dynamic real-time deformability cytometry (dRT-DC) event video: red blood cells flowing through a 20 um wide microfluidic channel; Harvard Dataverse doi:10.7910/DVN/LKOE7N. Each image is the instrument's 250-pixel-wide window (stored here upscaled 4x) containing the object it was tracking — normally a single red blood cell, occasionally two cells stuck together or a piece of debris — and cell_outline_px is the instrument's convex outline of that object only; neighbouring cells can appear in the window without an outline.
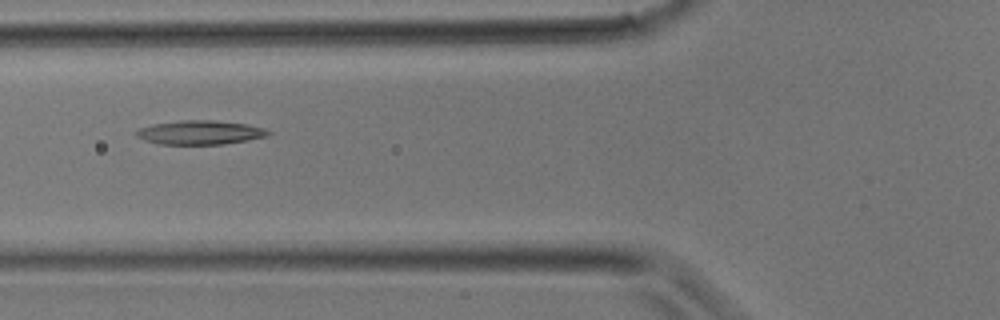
{"species": "common noctule bat (a hibernating species)", "species_latin": "Nyctalus noctula", "temperature_condition": "room temperature", "stored_images_in_passage": 4, "camera_frame_rate_fps": 3000, "um_per_image_px": 0.085, "animal": {"sex": "male", "body_mass_g": 17.9}, "frame": {"image": 1, "passage_image": 4, "time_ms": 1.0, "image_size_px": [1000, 320], "cell_outline_px": [[272, 132], [268, 136], [248, 140], [224, 144], [160, 144], [144, 140], [136, 136], [136, 132], [140, 128], [156, 124], [180, 120], [216, 120], [248, 124], [264, 128]], "centroid_in_image_um": [17.06, 11.26], "position_along_channel_um": 108.7, "area_um2": 18.44}}